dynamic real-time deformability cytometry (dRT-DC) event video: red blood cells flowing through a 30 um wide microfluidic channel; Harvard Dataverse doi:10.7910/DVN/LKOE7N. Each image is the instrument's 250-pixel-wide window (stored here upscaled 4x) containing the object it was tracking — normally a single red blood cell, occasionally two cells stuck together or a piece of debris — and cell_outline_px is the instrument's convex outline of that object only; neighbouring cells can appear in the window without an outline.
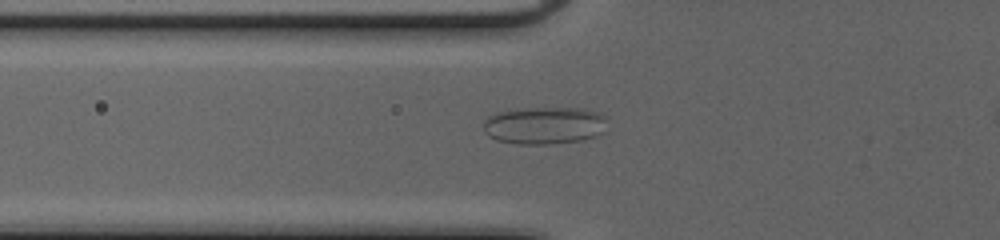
{"species": "common noctule bat (a hibernating species)", "species_latin": "Nyctalus noctula", "temperature_condition": "cold", "stored_images_in_passage": 39, "segment_of_instrument_passage": [1, 2], "camera_frame_rate_fps": 3000, "um_per_image_px": 0.085, "animal": {"sex": "female", "body_mass_g": 20.0, "forearm_length_mm": 54.0}, "frame": {"image": 1, "passage_image": 10, "time_ms": 3.0, "image_size_px": [1000, 240], "cell_outline_px": [[604, 132], [596, 136], [580, 140], [548, 144], [520, 144], [496, 140], [488, 136], [484, 132], [484, 120], [488, 116], [496, 112], [508, 108], [584, 108], [600, 112], [604, 116]], "centroid_in_image_um": [46.22, 10.64], "position_along_channel_um": 79.6, "area_um2": 27.28}}
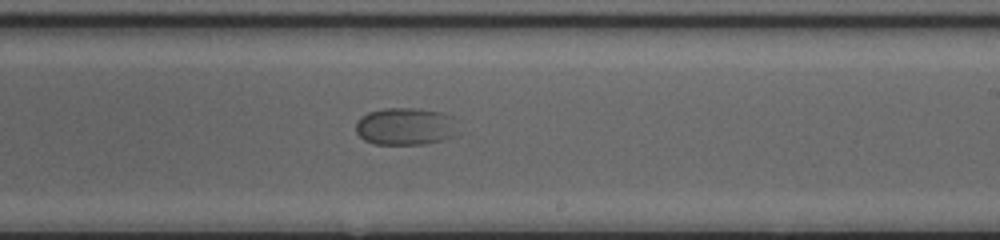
{"frame": {"image": 2, "passage_image": 23, "time_ms": 7.333, "image_size_px": [1000, 240], "cell_outline_px": [[456, 136], [444, 140], [428, 144], [372, 144], [364, 140], [356, 132], [356, 120], [360, 116], [368, 112], [384, 108], [416, 108], [440, 112], [452, 116]], "centroid_in_image_um": [34.42, 10.75], "position_along_channel_um": 254.6, "area_um2": 22.43}}
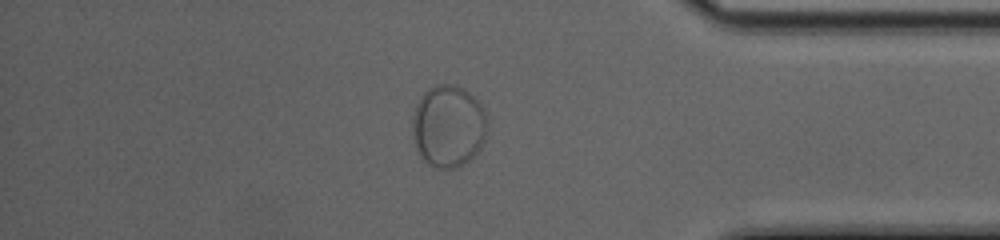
{"frame": {"image": 3, "passage_image": 35, "time_ms": 11.333, "image_size_px": [1000, 240], "cell_outline_px": [[488, 124], [484, 140], [480, 148], [468, 160], [456, 168], [436, 168], [428, 164], [420, 156], [416, 148], [412, 136], [412, 116], [416, 104], [424, 92], [428, 88], [436, 84], [456, 84], [464, 88], [484, 108]], "centroid_in_image_um": [38.09, 10.7], "position_along_channel_um": 397.1, "area_um2": 36.13}}